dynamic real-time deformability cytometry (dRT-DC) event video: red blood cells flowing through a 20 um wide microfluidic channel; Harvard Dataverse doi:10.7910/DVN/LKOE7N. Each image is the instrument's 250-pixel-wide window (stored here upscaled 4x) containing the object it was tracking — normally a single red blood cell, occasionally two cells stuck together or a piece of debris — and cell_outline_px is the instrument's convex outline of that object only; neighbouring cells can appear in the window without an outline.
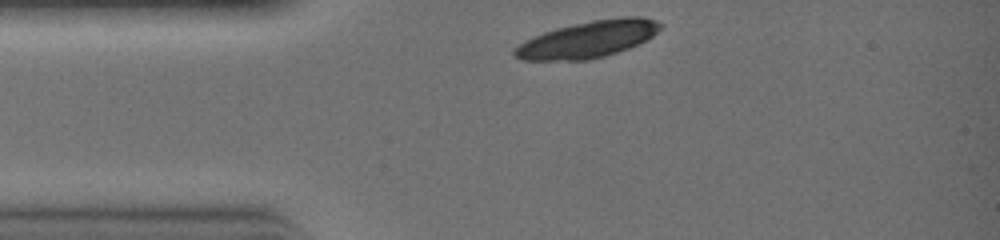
{"species": "common noctule bat (a hibernating species)", "species_latin": "Nyctalus noctula", "temperature_condition": "warm", "stored_images_in_passage": 3, "camera_frame_rate_fps": 3000, "um_per_image_px": 0.085, "animal": {"sex": "female", "body_mass_g": 19.0, "forearm_length_mm": 51.5}, "frame": {"image": 1, "passage_image": 1, "time_ms": 0.0, "image_size_px": [1000, 240], "cell_outline_px": [[664, 24], [652, 36], [628, 48], [604, 56], [588, 60], [520, 60], [512, 56], [512, 52], [524, 40], [544, 32], [556, 28], [592, 20], [624, 16], [640, 16], [656, 20]], "centroid_in_image_um": [49.96, 3.34], "position_along_channel_um": 35.0, "area_um2": 31.04}}